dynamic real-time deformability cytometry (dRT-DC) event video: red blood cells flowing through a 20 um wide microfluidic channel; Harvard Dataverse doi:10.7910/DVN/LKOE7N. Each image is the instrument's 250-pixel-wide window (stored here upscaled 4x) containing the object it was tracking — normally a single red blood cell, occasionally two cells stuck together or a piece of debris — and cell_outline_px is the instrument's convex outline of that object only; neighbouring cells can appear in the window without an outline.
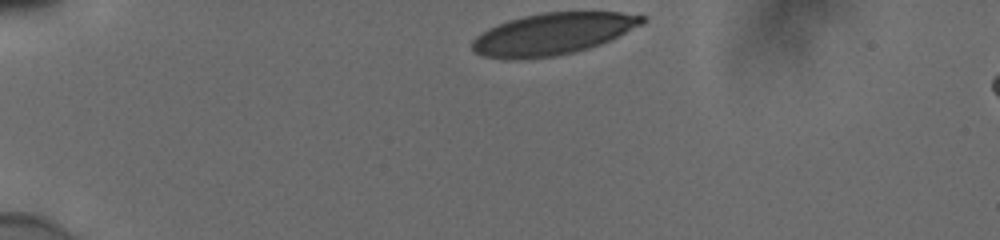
{"species": "human", "species_latin": "Homo sapiens", "temperature_condition": "cold", "stored_images_in_passage": 35, "camera_frame_rate_fps": 3000, "um_per_image_px": 0.085, "donor": {"sex": "male"}, "frame": {"image": 1, "passage_image": 1, "time_ms": 0.0, "image_size_px": [1000, 240], "cell_outline_px": [[648, 20], [600, 44], [588, 48], [572, 52], [552, 56], [520, 60], [504, 60], [484, 56], [476, 52], [472, 48], [472, 40], [480, 32], [488, 28], [508, 20], [524, 16], [544, 12], [620, 12], [648, 16]], "centroid_in_image_um": [46.92, 2.88], "position_along_channel_um": 38.1, "area_um2": 41.15}}
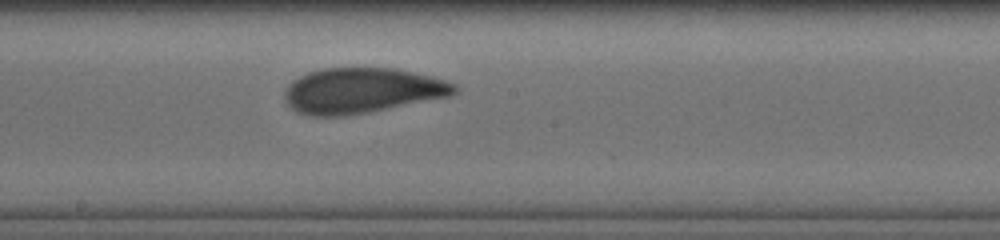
{"frame": {"image": 2, "passage_image": 20, "time_ms": 6.333, "image_size_px": [1000, 240], "cell_outline_px": [[460, 88], [456, 92], [448, 96], [368, 112], [344, 116], [312, 116], [296, 112], [288, 104], [284, 96], [284, 92], [288, 84], [292, 80], [308, 72], [320, 68], [392, 68], [412, 72], [444, 80], [456, 84]], "centroid_in_image_um": [30.71, 7.7], "position_along_channel_um": 217.5, "area_um2": 44.62}}
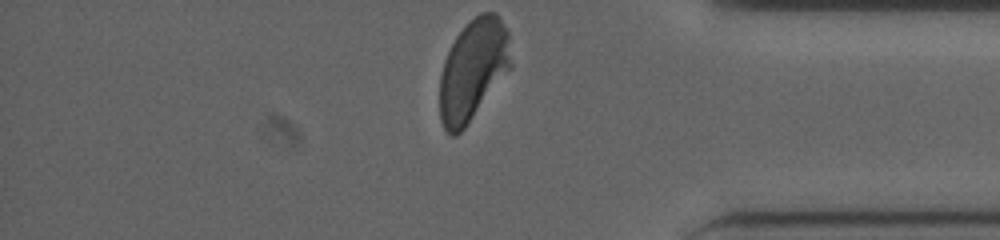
{"frame": {"image": 3, "passage_image": 35, "time_ms": 11.333, "image_size_px": [1000, 240], "cell_outline_px": [[512, 68], [464, 128], [456, 136], [452, 136], [444, 128], [440, 120], [440, 76], [444, 60], [456, 36], [480, 12], [496, 12], [500, 16], [508, 32], [512, 64]], "centroid_in_image_um": [40.23, 5.94], "position_along_channel_um": 395.0, "area_um2": 41.91}, "authors_computed_cell_mechanics": {"area_um2": 44.2748, "velocity_mm_per_s": 3.8475, "shape_relaxation_time_tau1_ms": 5.1661, "shape_relaxation_time_tau2_ms": 1.0768, "deformation_change_tau1": 0.1674, "deformation_change_tau2": 0.0719}}